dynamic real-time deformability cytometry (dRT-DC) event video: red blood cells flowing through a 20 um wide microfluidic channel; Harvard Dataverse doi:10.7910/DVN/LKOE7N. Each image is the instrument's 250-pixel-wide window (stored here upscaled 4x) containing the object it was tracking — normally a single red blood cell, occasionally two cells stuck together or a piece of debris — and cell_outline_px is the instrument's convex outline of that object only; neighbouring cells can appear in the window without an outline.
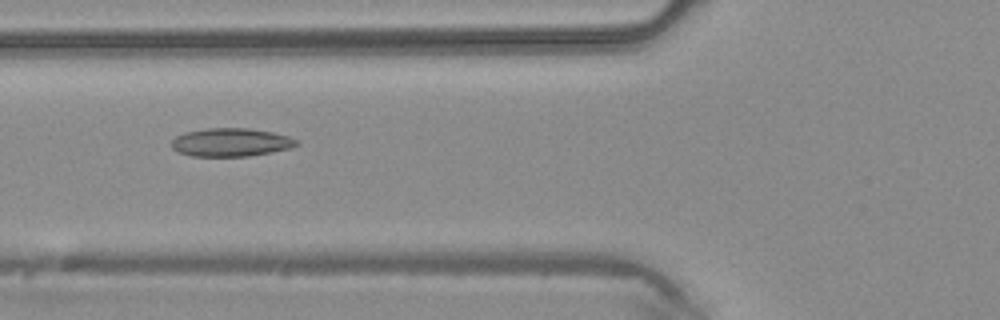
{"species": "common noctule bat (a hibernating species)", "species_latin": "Nyctalus noctula", "temperature_condition": "warm", "stored_images_in_passage": 45, "camera_frame_rate_fps": 3000, "um_per_image_px": 0.085, "animal": {"sex": "male", "body_mass_g": 20.4}, "frame": {"image": 1, "passage_image": 17, "time_ms": 5.333, "image_size_px": [1000, 320], "cell_outline_px": [[300, 144], [292, 148], [248, 156], [192, 156], [180, 152], [172, 148], [172, 140], [176, 136], [184, 132], [208, 128], [248, 128], [272, 132], [288, 136], [296, 140]], "centroid_in_image_um": [19.63, 12.09], "position_along_channel_um": 106.2, "area_um2": 20.52}}
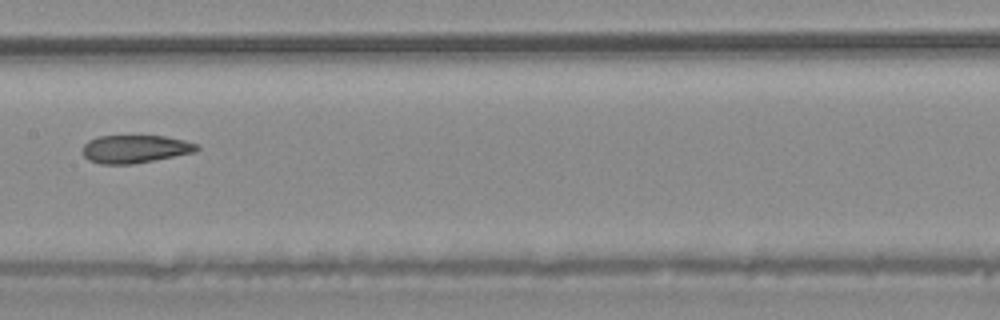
{"frame": {"image": 2, "passage_image": 23, "time_ms": 7.333, "image_size_px": [1000, 320], "cell_outline_px": [[200, 148], [196, 152], [132, 164], [100, 164], [88, 160], [84, 156], [84, 144], [88, 140], [100, 136], [164, 136], [184, 140], [196, 144]], "centroid_in_image_um": [11.48, 12.66], "position_along_channel_um": 195.9, "area_um2": 18.5}}
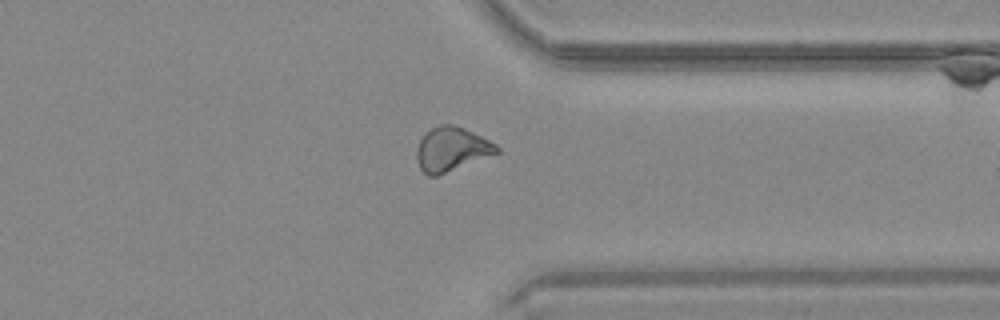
{"frame": {"image": 3, "passage_image": 35, "time_ms": 11.333, "image_size_px": [1000, 320], "cell_outline_px": [[500, 152], [436, 176], [428, 176], [420, 168], [416, 156], [416, 148], [420, 140], [432, 128], [440, 124], [452, 124], [464, 128], [496, 144], [500, 148]], "centroid_in_image_um": [38.37, 12.68], "position_along_channel_um": 373.0, "area_um2": 20.23}}